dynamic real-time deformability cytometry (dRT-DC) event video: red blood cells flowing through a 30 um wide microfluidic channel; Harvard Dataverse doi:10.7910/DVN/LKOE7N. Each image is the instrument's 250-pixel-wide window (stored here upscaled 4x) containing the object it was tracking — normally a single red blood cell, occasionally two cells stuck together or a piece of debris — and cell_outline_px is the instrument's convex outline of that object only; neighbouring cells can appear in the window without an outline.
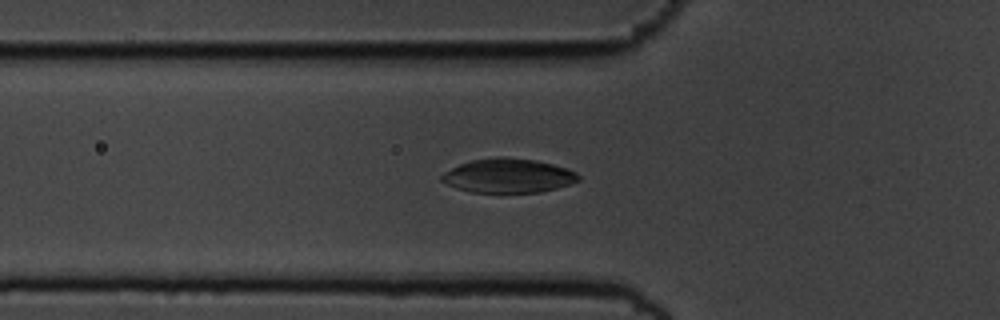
{"species": "common noctule bat (a hibernating species)", "species_latin": "Nyctalus noctula", "temperature_condition": "cold", "stored_images_in_passage": 49, "camera_frame_rate_fps": 3000, "um_per_image_px": 0.085, "animal": {"sex": "male", "body_mass_g": 19.5, "forearm_length_mm": 54.6}, "frame": {"image": 1, "passage_image": 13, "time_ms": 4.0, "image_size_px": [1000, 320], "cell_outline_px": [[580, 180], [572, 184], [540, 192], [472, 192], [456, 188], [440, 180], [440, 176], [444, 172], [460, 164], [472, 160], [496, 156], [504, 156], [536, 160], [552, 164], [576, 172], [580, 176]], "centroid_in_image_um": [43.2, 14.93], "position_along_channel_um": 82.6, "area_um2": 27.22}}
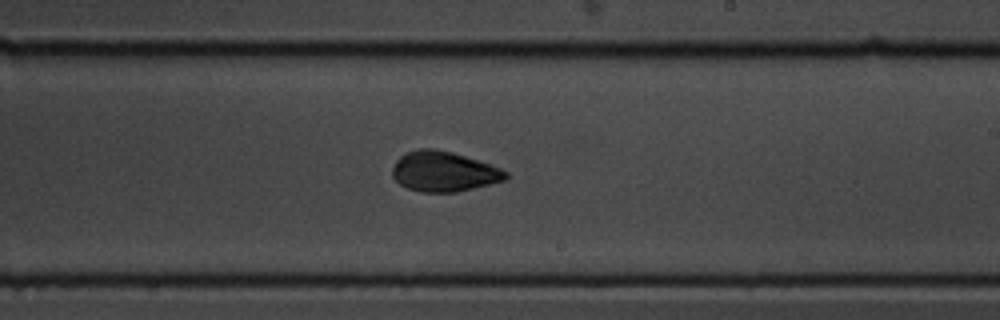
{"frame": {"image": 2, "passage_image": 27, "time_ms": 8.667, "image_size_px": [1000, 320], "cell_outline_px": [[508, 176], [504, 180], [456, 192], [420, 192], [408, 188], [400, 184], [392, 176], [392, 168], [396, 160], [404, 152], [416, 148], [432, 148], [452, 152], [500, 168], [508, 172]], "centroid_in_image_um": [37.66, 14.57], "position_along_channel_um": 251.3, "area_um2": 26.36}}
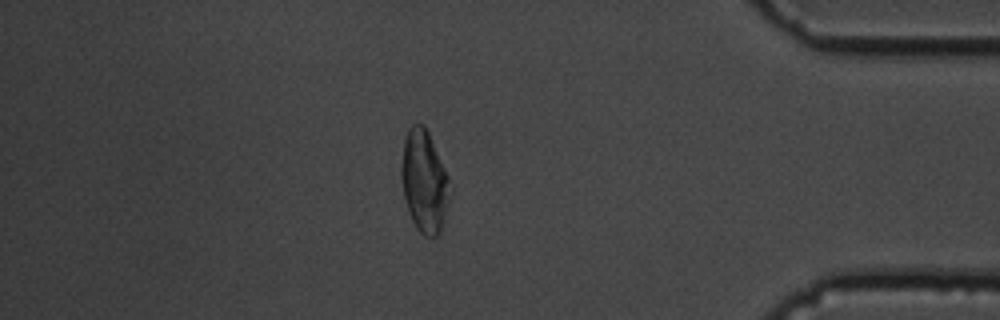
{"frame": {"image": 3, "passage_image": 42, "time_ms": 13.667, "image_size_px": [1000, 320], "cell_outline_px": [[448, 180], [444, 212], [440, 228], [436, 236], [424, 236], [416, 228], [412, 220], [404, 196], [400, 180], [400, 168], [404, 140], [408, 128], [412, 124], [424, 124], [428, 132], [448, 176]], "centroid_in_image_um": [35.98, 15.35], "position_along_channel_um": 399.2, "area_um2": 27.86}, "authors_computed_cell_mechanics": {"area_um2": 27.2238, "velocity_mm_per_s": 3.6035, "shape_relaxation_time_tau1_ms": 4.0678, "shape_relaxation_time_tau2_ms": 3.1803, "deformation_change_tau1": 0.1268, "deformation_change_tau2": 0.0563}}